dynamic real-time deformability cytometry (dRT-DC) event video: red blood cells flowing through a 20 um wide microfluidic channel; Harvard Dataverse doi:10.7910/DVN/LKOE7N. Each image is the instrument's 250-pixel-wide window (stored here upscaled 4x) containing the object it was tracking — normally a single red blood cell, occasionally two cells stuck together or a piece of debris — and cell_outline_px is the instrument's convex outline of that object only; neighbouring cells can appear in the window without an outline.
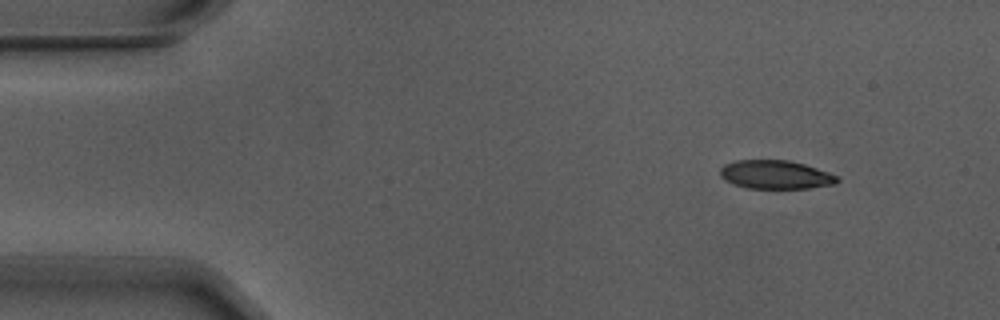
{"species": "Egyptian fruit bat (a non-hibernating species)", "species_latin": "Rousettus aegyptiacus", "temperature_condition": "warm", "stored_images_in_passage": 5, "camera_frame_rate_fps": 3000, "um_per_image_px": 0.085, "animal": {"sex": "male"}, "frame": {"image": 1, "passage_image": 1, "time_ms": 0.0, "image_size_px": [1000, 320], "cell_outline_px": [[840, 180], [832, 184], [808, 188], [748, 188], [732, 184], [724, 180], [720, 176], [720, 168], [724, 164], [736, 160], [788, 160], [804, 164], [840, 176]], "centroid_in_image_um": [65.89, 14.84], "position_along_channel_um": 19.1, "area_um2": 19.54}}
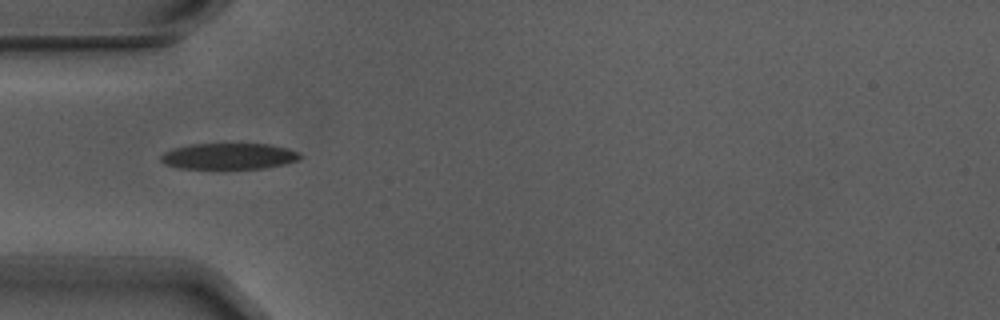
{"frame": {"image": 2, "passage_image": 4, "time_ms": 1.0, "image_size_px": [1000, 320], "cell_outline_px": [[304, 156], [300, 160], [284, 164], [264, 168], [176, 168], [164, 164], [160, 160], [160, 156], [164, 152], [172, 148], [192, 144], [272, 144], [288, 148], [300, 152]], "centroid_in_image_um": [19.49, 13.27], "position_along_channel_um": 65.5, "area_um2": 21.39}}